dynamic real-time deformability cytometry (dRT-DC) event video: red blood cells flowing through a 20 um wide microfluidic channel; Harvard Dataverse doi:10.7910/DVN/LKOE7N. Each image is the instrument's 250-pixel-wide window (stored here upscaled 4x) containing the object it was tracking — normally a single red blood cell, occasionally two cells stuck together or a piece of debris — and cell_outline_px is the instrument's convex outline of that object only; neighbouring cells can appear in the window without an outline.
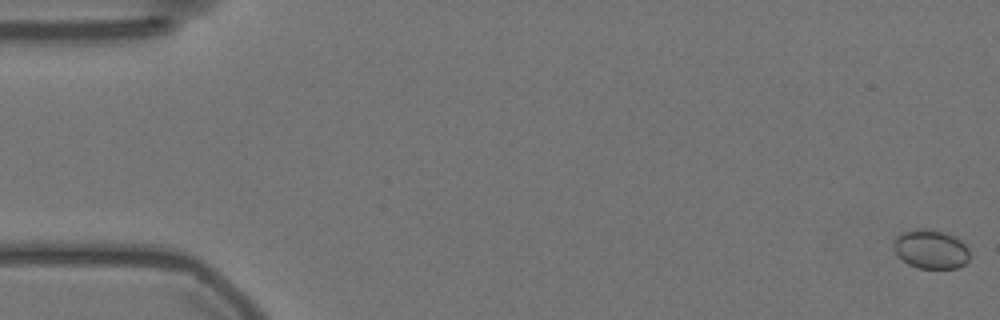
{"species": "Egyptian fruit bat (a non-hibernating species)", "species_latin": "Rousettus aegyptiacus", "temperature_condition": "warm", "stored_images_in_passage": 42, "camera_frame_rate_fps": 3000, "um_per_image_px": 0.085, "animal": {"sex": "female"}, "frame": {"image": 1, "passage_image": 1, "time_ms": 0.0, "image_size_px": [1000, 320], "cell_outline_px": [[968, 260], [964, 264], [956, 268], [920, 268], [908, 264], [896, 256], [892, 244], [896, 236], [900, 232], [916, 228], [928, 228], [944, 232], [960, 240], [968, 248]], "centroid_in_image_um": [79.05, 21.16], "position_along_channel_um": 5.9, "area_um2": 17.46}}
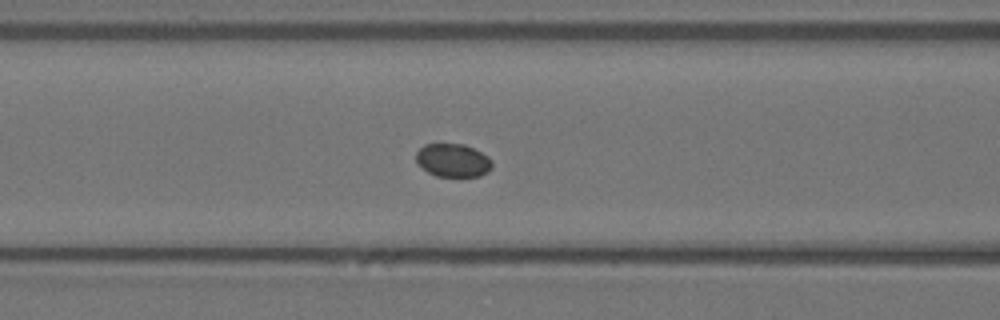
{"frame": {"image": 2, "passage_image": 24, "time_ms": 7.667, "image_size_px": [1000, 320], "cell_outline_px": [[492, 168], [488, 172], [480, 176], [436, 176], [428, 172], [416, 164], [416, 152], [424, 144], [464, 144], [488, 156], [492, 160]], "centroid_in_image_um": [38.49, 13.63], "position_along_channel_um": 128.1, "area_um2": 14.8}}
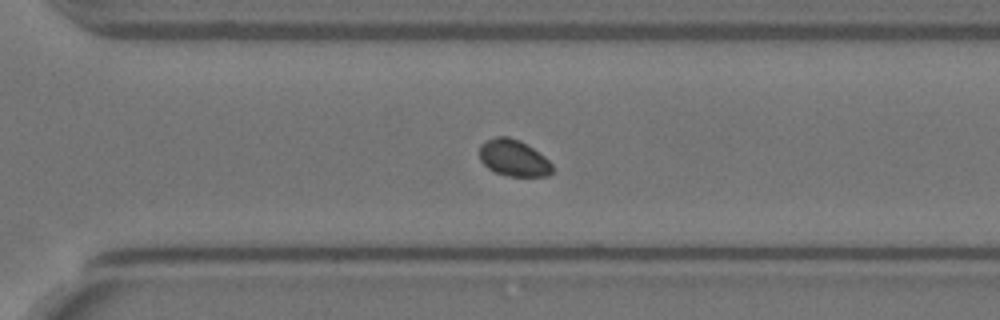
{"frame": {"image": 3, "passage_image": 41, "time_ms": 13.333, "image_size_px": [1000, 320], "cell_outline_px": [[552, 172], [548, 176], [508, 176], [496, 172], [488, 168], [480, 160], [480, 144], [496, 136], [508, 136], [520, 140], [544, 156], [552, 164]], "centroid_in_image_um": [43.65, 13.42], "position_along_channel_um": 326.9, "area_um2": 15.43}}